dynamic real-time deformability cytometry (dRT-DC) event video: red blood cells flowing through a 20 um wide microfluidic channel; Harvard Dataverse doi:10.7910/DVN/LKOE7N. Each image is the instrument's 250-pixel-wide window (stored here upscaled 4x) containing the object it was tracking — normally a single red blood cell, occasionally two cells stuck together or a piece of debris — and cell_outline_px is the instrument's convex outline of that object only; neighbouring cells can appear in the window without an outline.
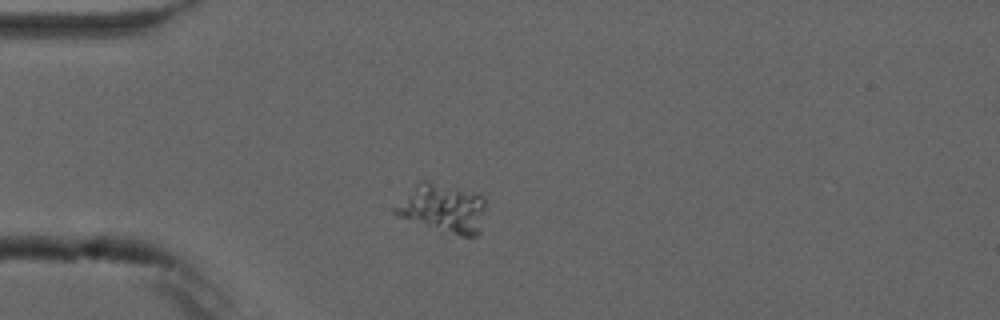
{"species": "common noctule bat (a hibernating species)", "species_latin": "Nyctalus noctula", "temperature_condition": "cold", "stored_images_in_passage": 6, "camera_frame_rate_fps": 3000, "um_per_image_px": 0.085, "animal": {"sex": "male", "forearm_length_mm": 52.5}, "frame": {"image": 1, "passage_image": 1, "time_ms": 0.0, "image_size_px": [1000, 320], "cell_outline_px": [[484, 208], [480, 232], [476, 236], [460, 236], [400, 216], [392, 212], [392, 208], [420, 180], [428, 180], [480, 192], [484, 196]], "centroid_in_image_um": [37.69, 17.65], "position_along_channel_um": 47.3, "area_um2": 25.61}}
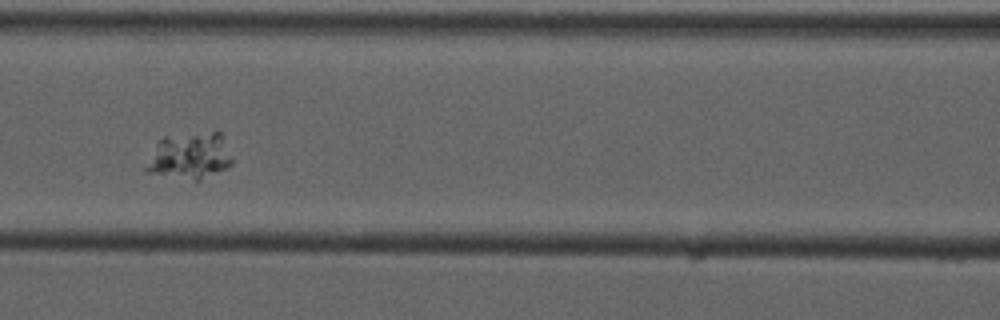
{"frame": {"image": 2, "passage_image": 4, "time_ms": 3.333, "image_size_px": [1000, 320], "cell_outline_px": [[232, 164], [228, 168], [200, 180], [196, 180], [148, 172], [144, 168], [160, 140], [164, 136], [212, 132], [220, 132], [232, 160]], "centroid_in_image_um": [16.16, 13.26], "position_along_channel_um": 150.4, "area_um2": 22.6}}
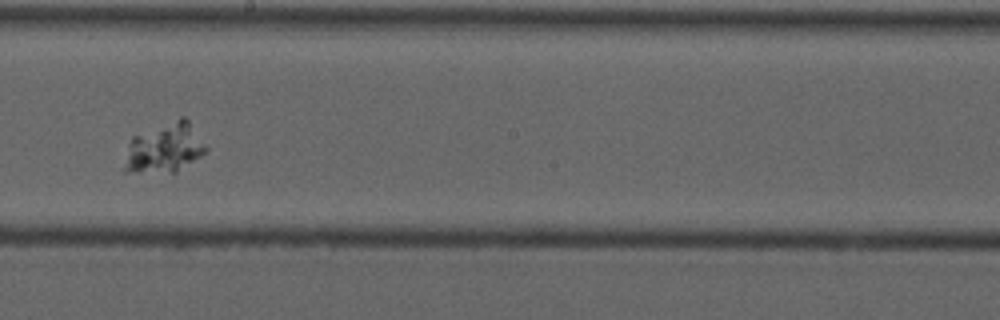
{"frame": {"image": 3, "passage_image": 6, "time_ms": 5.667, "image_size_px": [1000, 320], "cell_outline_px": [[208, 148], [200, 156], [176, 172], [124, 172], [124, 168], [128, 144], [132, 136], [180, 116], [184, 116], [188, 120]], "centroid_in_image_um": [13.97, 12.56], "position_along_channel_um": 234.2, "area_um2": 23.47}}